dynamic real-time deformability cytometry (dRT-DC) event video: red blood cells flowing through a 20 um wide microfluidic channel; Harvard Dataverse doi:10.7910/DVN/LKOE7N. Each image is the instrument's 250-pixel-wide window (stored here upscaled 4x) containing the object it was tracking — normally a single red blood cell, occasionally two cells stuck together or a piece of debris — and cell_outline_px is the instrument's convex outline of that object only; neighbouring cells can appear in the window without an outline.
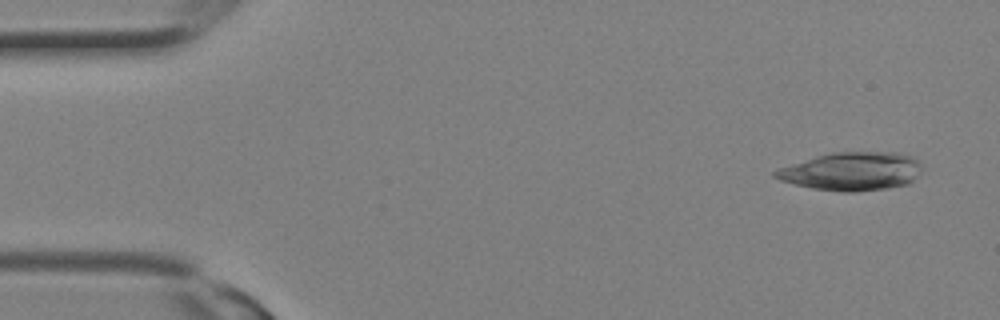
{"species": "Egyptian fruit bat (a non-hibernating species)", "species_latin": "Rousettus aegyptiacus", "temperature_condition": "room temperature", "stored_images_in_passage": 8, "camera_frame_rate_fps": 3000, "um_per_image_px": 0.085, "animal": {"sex": "female"}, "frame": {"image": 1, "passage_image": 2, "time_ms": 0.333, "image_size_px": [1000, 320], "cell_outline_px": [[920, 172], [908, 184], [888, 188], [856, 192], [844, 192], [812, 188], [780, 180], [772, 176], [772, 172], [780, 168], [816, 156], [832, 152], [896, 152], [912, 156], [920, 164]], "centroid_in_image_um": [72.4, 14.56], "position_along_channel_um": 12.6, "area_um2": 32.54}}